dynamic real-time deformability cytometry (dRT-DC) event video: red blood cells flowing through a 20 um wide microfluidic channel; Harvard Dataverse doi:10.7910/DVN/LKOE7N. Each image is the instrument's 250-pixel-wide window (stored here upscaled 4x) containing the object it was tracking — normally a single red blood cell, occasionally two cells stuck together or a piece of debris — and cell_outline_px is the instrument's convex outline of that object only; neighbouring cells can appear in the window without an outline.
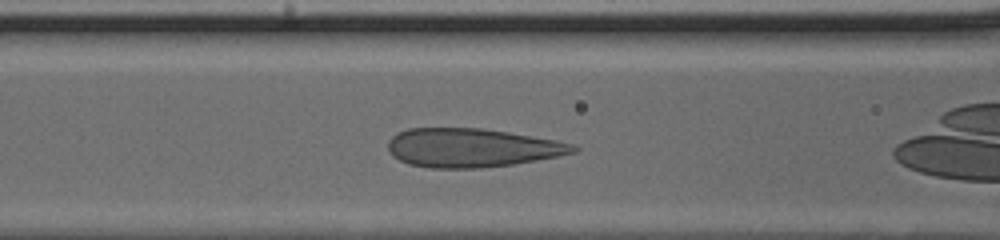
{"species": "human", "species_latin": "Homo sapiens", "temperature_condition": "cold", "stored_images_in_passage": 25, "camera_frame_rate_fps": 3000, "um_per_image_px": 0.085, "donor": {"sex": "male"}, "frame": {"image": 1, "passage_image": 4, "time_ms": 1.0, "image_size_px": [1000, 240], "cell_outline_px": [[580, 148], [576, 152], [536, 160], [512, 164], [480, 168], [428, 168], [408, 164], [392, 156], [388, 148], [388, 140], [396, 132], [408, 128], [480, 128], [508, 132], [556, 140], [576, 144]], "centroid_in_image_um": [40.08, 12.56], "position_along_channel_um": 126.5, "area_um2": 41.96}}
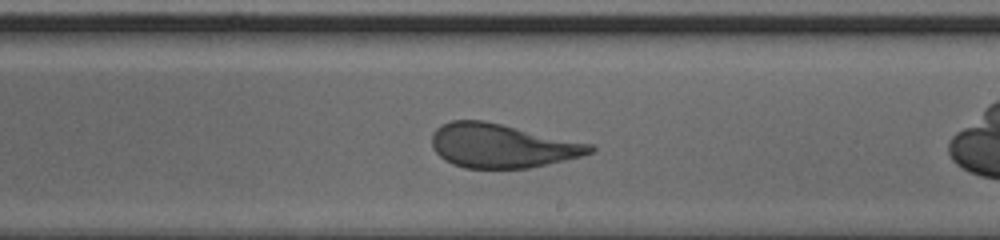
{"frame": {"image": 2, "passage_image": 12, "time_ms": 3.667, "image_size_px": [1000, 240], "cell_outline_px": [[596, 148], [592, 152], [580, 156], [564, 160], [528, 168], [464, 168], [452, 164], [444, 160], [432, 148], [432, 132], [436, 128], [452, 120], [484, 120], [592, 144]], "centroid_in_image_um": [42.62, 12.39], "position_along_channel_um": 246.4, "area_um2": 40.34}}
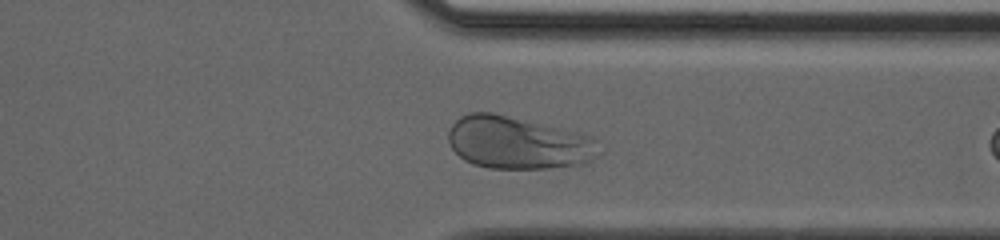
{"frame": {"image": 3, "passage_image": 20, "time_ms": 6.333, "image_size_px": [1000, 240], "cell_outline_px": [[604, 152], [592, 160], [584, 164], [548, 168], [488, 168], [472, 164], [464, 160], [452, 148], [448, 140], [448, 132], [452, 124], [460, 116], [468, 112], [492, 112], [576, 132], [592, 136], [604, 148]], "centroid_in_image_um": [44.07, 12.14], "position_along_channel_um": 367.3, "area_um2": 46.47}}